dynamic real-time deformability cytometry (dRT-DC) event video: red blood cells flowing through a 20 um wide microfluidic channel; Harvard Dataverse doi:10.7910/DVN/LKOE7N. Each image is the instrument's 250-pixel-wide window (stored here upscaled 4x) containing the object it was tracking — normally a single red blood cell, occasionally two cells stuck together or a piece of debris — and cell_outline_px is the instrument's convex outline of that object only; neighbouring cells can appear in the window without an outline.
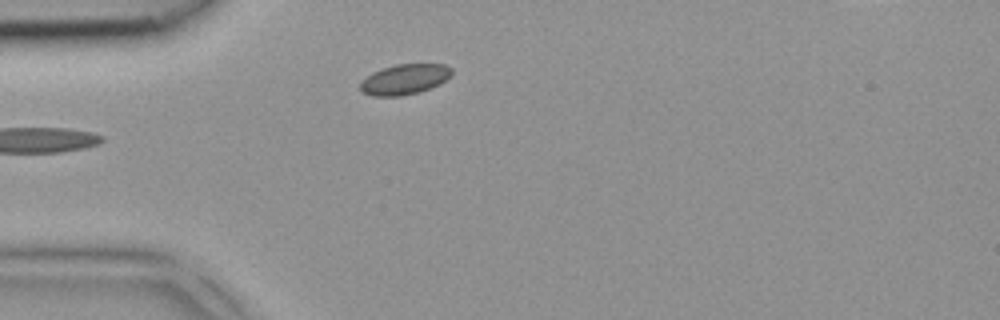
{"species": "common noctule bat (a hibernating species)", "species_latin": "Nyctalus noctula", "temperature_condition": "room temperature", "stored_images_in_passage": 1, "camera_frame_rate_fps": 3000, "um_per_image_px": 0.085, "animal": {"sex": "female", "body_mass_g": 18.4}, "frame": {"image": 1, "passage_image": 1, "time_ms": 0.0, "image_size_px": [1000, 320], "cell_outline_px": [[452, 76], [440, 84], [420, 92], [400, 96], [372, 96], [360, 92], [360, 80], [372, 72], [380, 68], [396, 64], [444, 64], [452, 68]], "centroid_in_image_um": [34.37, 6.74], "position_along_channel_um": 50.6, "area_um2": 16.53}}